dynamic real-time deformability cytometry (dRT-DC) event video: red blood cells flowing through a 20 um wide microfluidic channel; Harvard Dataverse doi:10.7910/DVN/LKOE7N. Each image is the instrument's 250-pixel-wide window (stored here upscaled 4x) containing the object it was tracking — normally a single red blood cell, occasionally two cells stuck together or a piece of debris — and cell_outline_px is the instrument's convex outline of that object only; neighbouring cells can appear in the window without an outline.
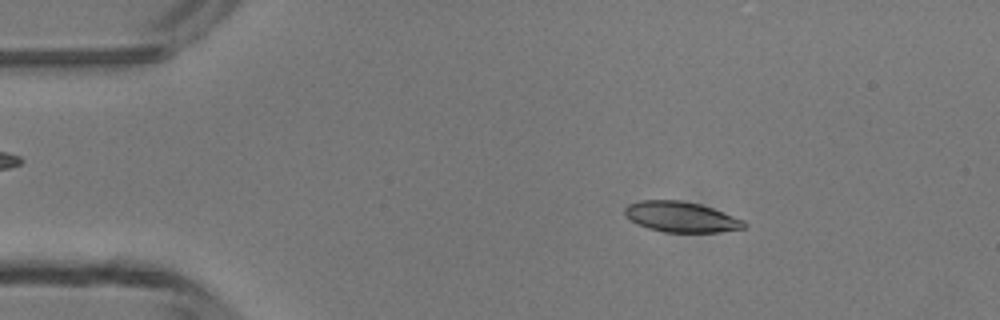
{"species": "common noctule bat (a hibernating species)", "species_latin": "Nyctalus noctula", "temperature_condition": "room temperature", "stored_images_in_passage": 5, "camera_frame_rate_fps": 3000, "um_per_image_px": 0.085, "animal": {"sex": "male", "body_mass_g": 13.3}, "frame": {"image": 1, "passage_image": 3, "time_ms": 2.333, "image_size_px": [1000, 320], "cell_outline_px": [[748, 224], [744, 228], [716, 232], [664, 232], [648, 228], [636, 224], [624, 216], [624, 208], [628, 204], [640, 200], [680, 200], [700, 204], [712, 208], [744, 220]], "centroid_in_image_um": [57.85, 18.43], "position_along_channel_um": 27.1, "area_um2": 21.27}}
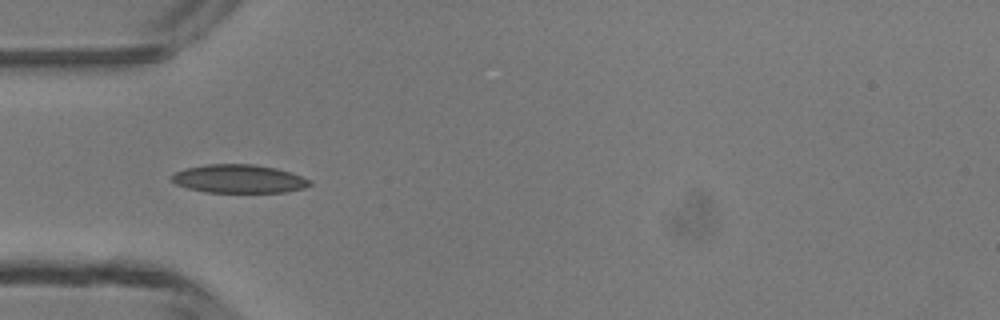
{"frame": {"image": 2, "passage_image": 5, "time_ms": 4.667, "image_size_px": [1000, 320], "cell_outline_px": [[312, 184], [304, 188], [284, 192], [204, 192], [188, 188], [176, 184], [168, 176], [184, 168], [208, 164], [252, 164], [276, 168], [312, 180]], "centroid_in_image_um": [20.27, 15.2], "position_along_channel_um": 64.7, "area_um2": 22.83}}